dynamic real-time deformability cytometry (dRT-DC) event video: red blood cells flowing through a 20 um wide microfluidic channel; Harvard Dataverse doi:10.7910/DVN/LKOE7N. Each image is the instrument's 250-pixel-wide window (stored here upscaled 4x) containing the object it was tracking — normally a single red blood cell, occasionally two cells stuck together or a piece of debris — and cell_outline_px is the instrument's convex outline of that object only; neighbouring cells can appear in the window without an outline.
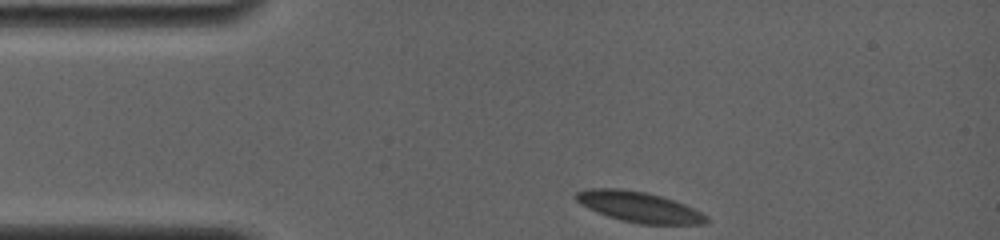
{"species": "common noctule bat (a hibernating species)", "species_latin": "Nyctalus noctula", "temperature_condition": "room temperature", "stored_images_in_passage": 50, "camera_frame_rate_fps": 4000, "um_per_image_px": 0.085, "animal": {"sex": "female", "body_mass_g": 19.0, "forearm_length_mm": 56.7}, "frame": {"image": 1, "passage_image": 1, "time_ms": 0.0, "image_size_px": [1000, 240], "cell_outline_px": [[708, 224], [640, 224], [620, 220], [608, 216], [588, 208], [576, 200], [572, 196], [576, 192], [588, 188], [620, 188], [648, 192], [684, 204], [708, 216]], "centroid_in_image_um": [54.29, 17.58], "position_along_channel_um": 30.7, "area_um2": 23.18}}
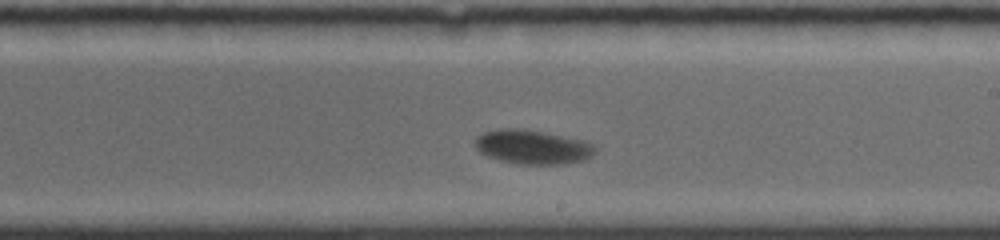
{"frame": {"image": 2, "passage_image": 29, "time_ms": 7.0, "image_size_px": [1000, 240], "cell_outline_px": [[596, 148], [588, 156], [580, 160], [564, 164], [520, 164], [500, 160], [488, 156], [480, 152], [476, 148], [476, 136], [484, 132], [500, 128], [524, 128], [544, 132], [580, 140], [592, 144]], "centroid_in_image_um": [45.19, 12.48], "position_along_channel_um": 243.8, "area_um2": 23.47}}
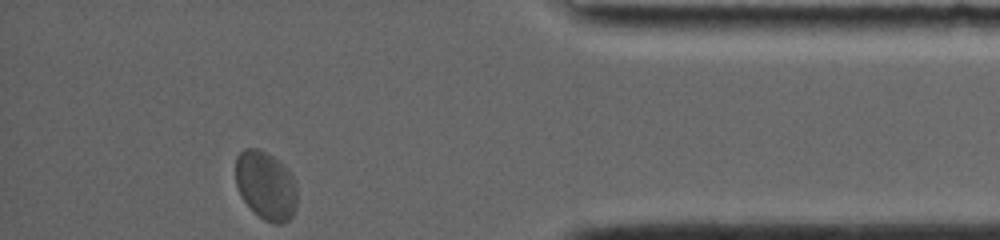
{"frame": {"image": 3, "passage_image": 50, "time_ms": 12.25, "image_size_px": [1000, 240], "cell_outline_px": [[296, 208], [292, 216], [288, 220], [280, 224], [272, 224], [264, 220], [240, 196], [236, 184], [236, 156], [244, 148], [256, 148], [272, 156], [296, 180]], "centroid_in_image_um": [22.59, 15.78], "position_along_channel_um": 412.6, "area_um2": 24.28}, "authors_computed_cell_mechanics": {"area_um2": 23.6402, "velocity_mm_per_s": 3.6362, "shape_relaxation_time_tau1_ms": 2.9554, "shape_relaxation_time_tau2_ms": null, "deformation_change_tau1": 0.0983, "deformation_change_tau2": null}}